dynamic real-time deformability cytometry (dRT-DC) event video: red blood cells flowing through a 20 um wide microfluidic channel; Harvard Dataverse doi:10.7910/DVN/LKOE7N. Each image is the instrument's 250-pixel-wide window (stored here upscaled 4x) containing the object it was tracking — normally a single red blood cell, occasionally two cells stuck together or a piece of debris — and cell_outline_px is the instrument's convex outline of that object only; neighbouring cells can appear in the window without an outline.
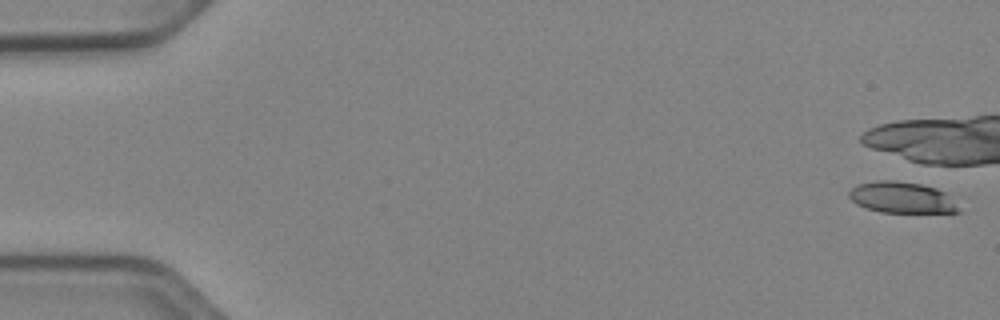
{"species": "Egyptian fruit bat (a non-hibernating species)", "species_latin": "Rousettus aegyptiacus", "temperature_condition": "cold", "stored_images_in_passage": 4, "camera_frame_rate_fps": 3000, "um_per_image_px": 0.085, "animal": {"sex": "female"}, "frame": {"image": 1, "passage_image": 1, "time_ms": 0.0, "image_size_px": [1000, 320], "cell_outline_px": [[960, 212], [880, 212], [856, 204], [848, 196], [848, 192], [852, 188], [860, 184], [876, 180], [896, 180], [920, 184], [936, 188], [944, 192]], "centroid_in_image_um": [76.58, 16.77], "position_along_channel_um": 8.4, "area_um2": 19.48}}